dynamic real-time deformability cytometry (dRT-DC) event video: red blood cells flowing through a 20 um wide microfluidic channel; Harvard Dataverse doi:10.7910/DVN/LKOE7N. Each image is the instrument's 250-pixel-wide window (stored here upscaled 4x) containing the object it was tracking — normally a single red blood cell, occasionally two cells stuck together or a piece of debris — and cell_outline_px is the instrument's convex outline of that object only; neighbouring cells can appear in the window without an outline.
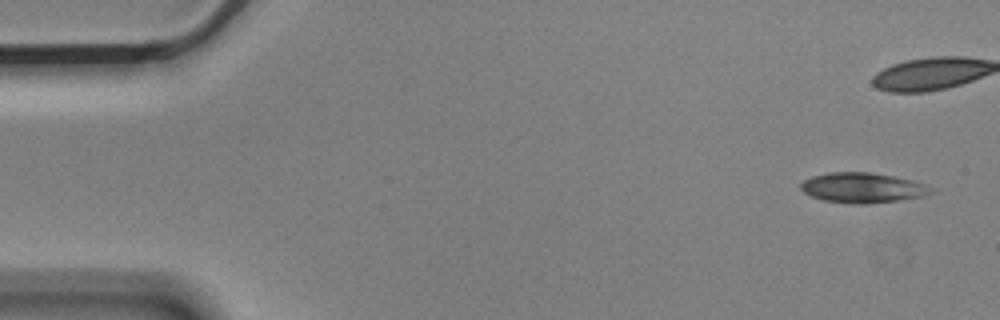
{"species": "Egyptian fruit bat (a non-hibernating species)", "species_latin": "Rousettus aegyptiacus", "temperature_condition": "cold", "stored_images_in_passage": 7, "camera_frame_rate_fps": 3000, "um_per_image_px": 0.085, "animal": {"sex": "male"}, "frame": {"image": 1, "passage_image": 1, "time_ms": 0.0, "image_size_px": [1000, 320], "cell_outline_px": [[932, 192], [924, 196], [868, 204], [852, 204], [824, 200], [812, 196], [804, 192], [800, 188], [800, 184], [804, 180], [812, 176], [832, 172], [868, 172], [892, 176], [924, 184], [932, 188]], "centroid_in_image_um": [73.28, 15.96], "position_along_channel_um": 11.7, "area_um2": 22.48}}
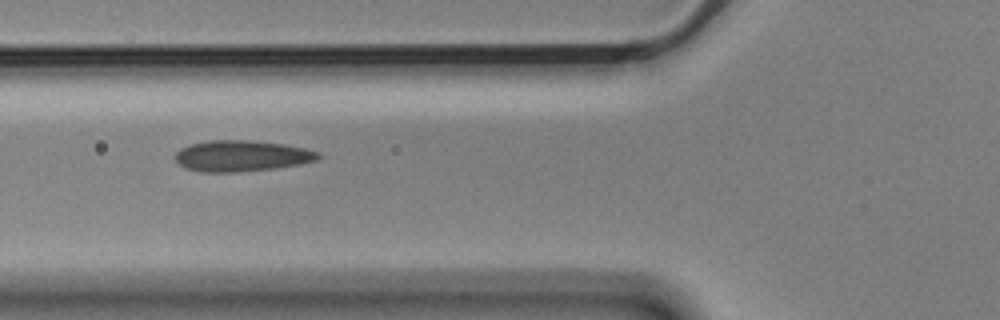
{"frame": {"image": 2, "passage_image": 6, "time_ms": 1.667, "image_size_px": [1000, 320], "cell_outline_px": [[320, 156], [316, 160], [300, 164], [276, 168], [236, 172], [200, 172], [188, 168], [180, 164], [176, 160], [176, 152], [180, 148], [192, 144], [208, 140], [248, 140], [284, 144], [304, 148], [320, 152]], "centroid_in_image_um": [20.55, 13.25], "position_along_channel_um": 105.3, "area_um2": 25.72}}
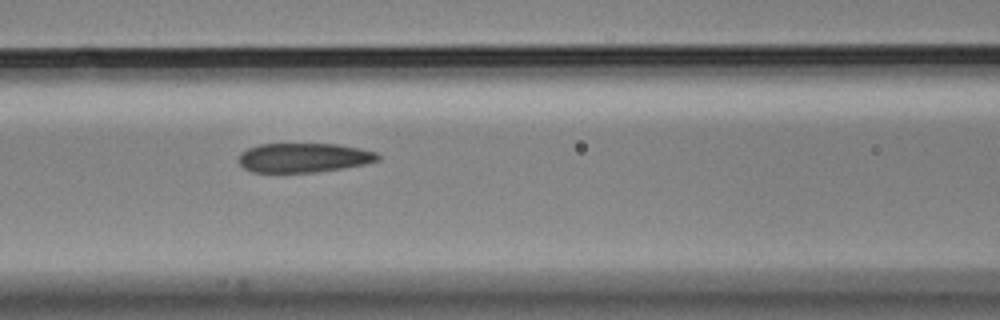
{"frame": {"image": 3, "passage_image": 7, "time_ms": 2.0, "image_size_px": [1000, 320], "cell_outline_px": [[380, 160], [364, 164], [344, 168], [316, 172], [252, 172], [244, 168], [240, 164], [240, 152], [248, 148], [260, 144], [336, 144], [360, 148], [376, 152], [380, 156]], "centroid_in_image_um": [25.83, 13.4], "position_along_channel_um": 140.8, "area_um2": 23.76}}